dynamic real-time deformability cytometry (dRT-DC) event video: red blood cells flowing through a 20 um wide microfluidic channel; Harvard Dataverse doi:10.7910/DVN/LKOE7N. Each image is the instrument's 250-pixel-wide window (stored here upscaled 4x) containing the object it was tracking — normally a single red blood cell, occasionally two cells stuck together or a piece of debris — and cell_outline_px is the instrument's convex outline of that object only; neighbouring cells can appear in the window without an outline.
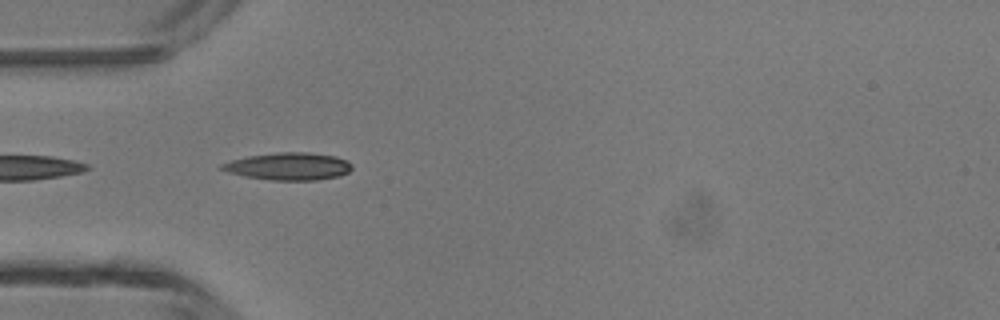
{"species": "common noctule bat (a hibernating species)", "species_latin": "Nyctalus noctula", "temperature_condition": "room temperature", "stored_images_in_passage": 33, "camera_frame_rate_fps": 3000, "um_per_image_px": 0.085, "animal": {"sex": "male", "body_mass_g": 13.3}, "frame": {"image": 1, "passage_image": 1, "time_ms": 0.0, "image_size_px": [1000, 320], "cell_outline_px": [[352, 168], [348, 172], [340, 176], [316, 180], [272, 180], [244, 176], [228, 172], [220, 168], [220, 164], [232, 160], [248, 156], [276, 152], [308, 152], [336, 156], [352, 164]], "centroid_in_image_um": [24.53, 14.13], "position_along_channel_um": 60.5, "area_um2": 20.75}}
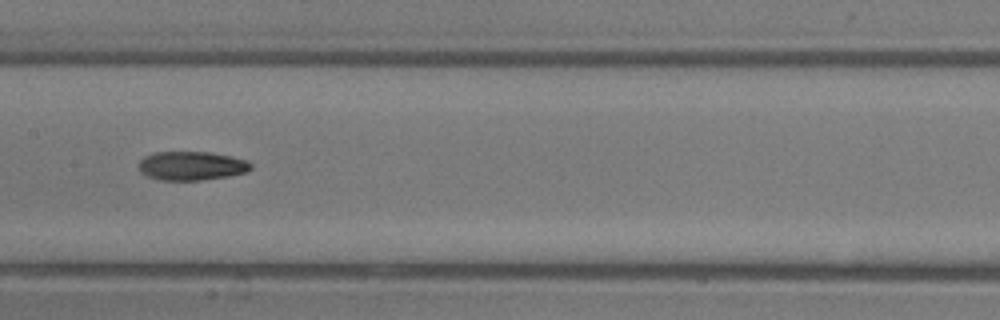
{"frame": {"image": 2, "passage_image": 10, "time_ms": 3.0, "image_size_px": [1000, 320], "cell_outline_px": [[252, 168], [248, 172], [228, 176], [200, 180], [160, 180], [148, 176], [140, 172], [140, 160], [144, 156], [156, 152], [212, 152], [232, 156], [248, 160], [252, 164]], "centroid_in_image_um": [16.33, 14.09], "position_along_channel_um": 191.1, "area_um2": 18.96}}
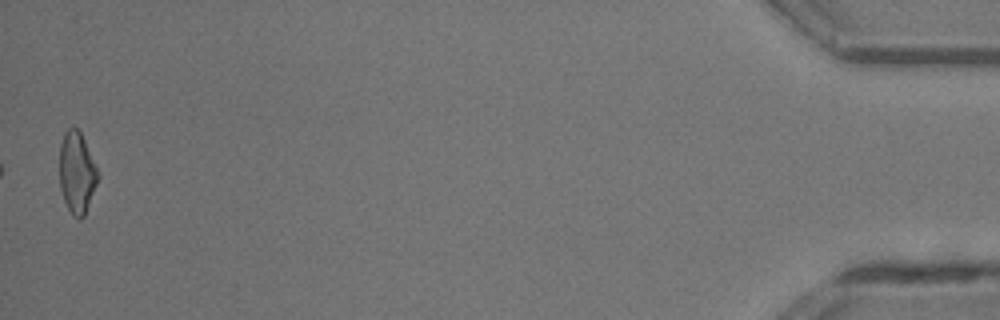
{"frame": {"image": 3, "passage_image": 33, "time_ms": 10.667, "image_size_px": [1000, 320], "cell_outline_px": [[100, 176], [84, 216], [80, 220], [72, 216], [64, 200], [60, 188], [60, 144], [64, 132], [72, 124], [80, 132], [84, 140]], "centroid_in_image_um": [6.53, 14.68], "position_along_channel_um": 428.7, "area_um2": 18.21}, "authors_computed_cell_mechanics": {"area_um2": 18.7272, "velocity_mm_per_s": 4.3963, "shape_relaxation_time_tau1_ms": 4.5517, "shape_relaxation_time_tau2_ms": 3.2851, "deformation_change_tau1": 0.1853, "deformation_change_tau2": 0.1151}}